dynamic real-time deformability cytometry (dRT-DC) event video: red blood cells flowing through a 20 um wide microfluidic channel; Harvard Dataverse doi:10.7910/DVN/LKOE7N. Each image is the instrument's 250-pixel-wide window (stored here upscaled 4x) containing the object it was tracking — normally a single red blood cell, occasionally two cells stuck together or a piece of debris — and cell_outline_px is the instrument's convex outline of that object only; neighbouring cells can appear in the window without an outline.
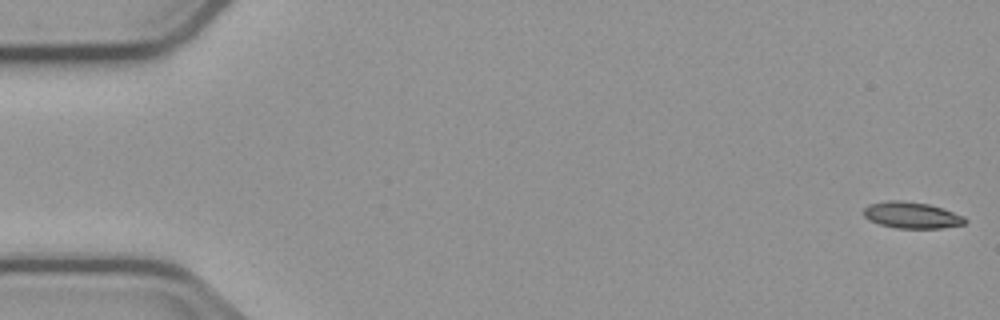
{"species": "common noctule bat (a hibernating species)", "species_latin": "Nyctalus noctula", "temperature_condition": "cold", "stored_images_in_passage": 5, "camera_frame_rate_fps": 3000, "um_per_image_px": 0.085, "animal": {"sex": "male", "body_mass_g": 23.1, "forearm_length_mm": 52.7}, "frame": {"image": 1, "passage_image": 1, "time_ms": 0.0, "image_size_px": [1000, 320], "cell_outline_px": [[968, 220], [964, 224], [940, 228], [896, 228], [880, 224], [868, 220], [864, 216], [864, 208], [868, 204], [888, 200], [900, 200], [928, 204], [964, 216]], "centroid_in_image_um": [77.46, 18.29], "position_along_channel_um": 7.5, "area_um2": 15.49}}